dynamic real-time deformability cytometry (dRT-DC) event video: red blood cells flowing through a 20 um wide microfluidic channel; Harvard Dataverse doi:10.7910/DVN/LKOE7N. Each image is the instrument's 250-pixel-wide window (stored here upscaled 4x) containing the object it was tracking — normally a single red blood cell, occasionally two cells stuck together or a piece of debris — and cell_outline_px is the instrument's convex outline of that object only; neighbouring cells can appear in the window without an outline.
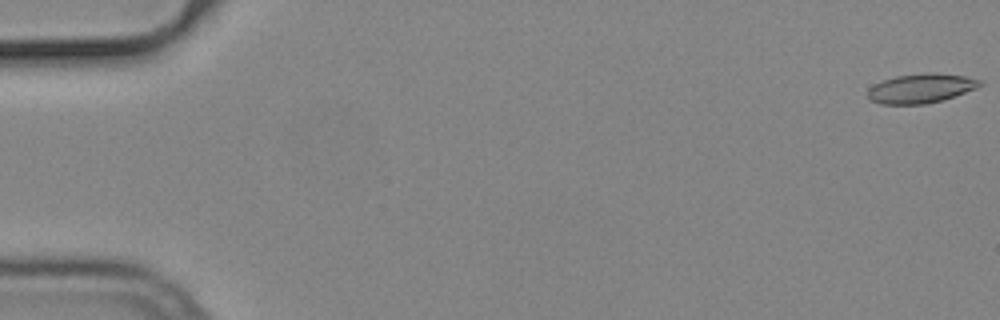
{"species": "common noctule bat (a hibernating species)", "species_latin": "Nyctalus noctula", "temperature_condition": "cold", "stored_images_in_passage": 55, "camera_frame_rate_fps": 3000, "um_per_image_px": 0.085, "animal": {"sex": "male", "body_mass_g": 19.2, "forearm_length_mm": 51.8}, "frame": {"image": 1, "passage_image": 1, "time_ms": 0.0, "image_size_px": [1000, 320], "cell_outline_px": [[984, 84], [976, 88], [944, 100], [924, 104], [880, 104], [868, 100], [868, 88], [884, 80], [896, 76], [924, 72], [936, 72], [964, 76], [984, 80]], "centroid_in_image_um": [78.31, 7.5], "position_along_channel_um": 6.7, "area_um2": 19.42}}
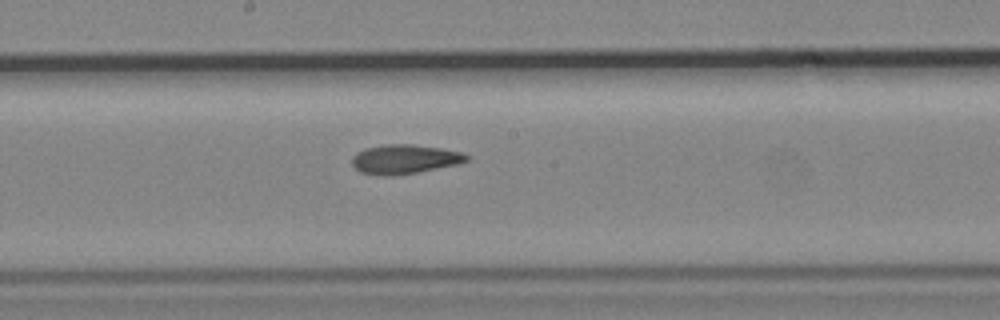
{"frame": {"image": 2, "passage_image": 30, "time_ms": 9.667, "image_size_px": [1000, 320], "cell_outline_px": [[468, 160], [460, 164], [416, 172], [392, 176], [384, 176], [360, 172], [352, 164], [352, 156], [356, 152], [364, 148], [384, 144], [412, 144], [440, 148], [460, 152], [468, 156]], "centroid_in_image_um": [34.35, 13.53], "position_along_channel_um": 213.8, "area_um2": 19.54}}
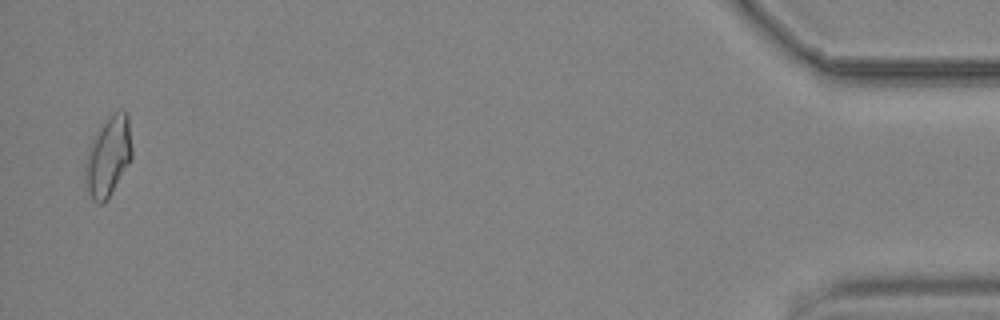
{"frame": {"image": 3, "passage_image": 54, "time_ms": 17.667, "image_size_px": [1000, 320], "cell_outline_px": [[132, 160], [104, 204], [100, 204], [92, 200], [88, 192], [84, 172], [84, 164], [88, 148], [92, 136], [108, 116], [116, 112], [128, 112], [132, 148]], "centroid_in_image_um": [9.19, 13.3], "position_along_channel_um": 426.0, "area_um2": 22.08}, "authors_computed_cell_mechanics": {"area_um2": 19.363, "velocity_mm_per_s": 3.7732, "shape_relaxation_time_tau1_ms": null, "shape_relaxation_time_tau2_ms": 5.5421, "deformation_change_tau1": null, "deformation_change_tau2": 0.14}}